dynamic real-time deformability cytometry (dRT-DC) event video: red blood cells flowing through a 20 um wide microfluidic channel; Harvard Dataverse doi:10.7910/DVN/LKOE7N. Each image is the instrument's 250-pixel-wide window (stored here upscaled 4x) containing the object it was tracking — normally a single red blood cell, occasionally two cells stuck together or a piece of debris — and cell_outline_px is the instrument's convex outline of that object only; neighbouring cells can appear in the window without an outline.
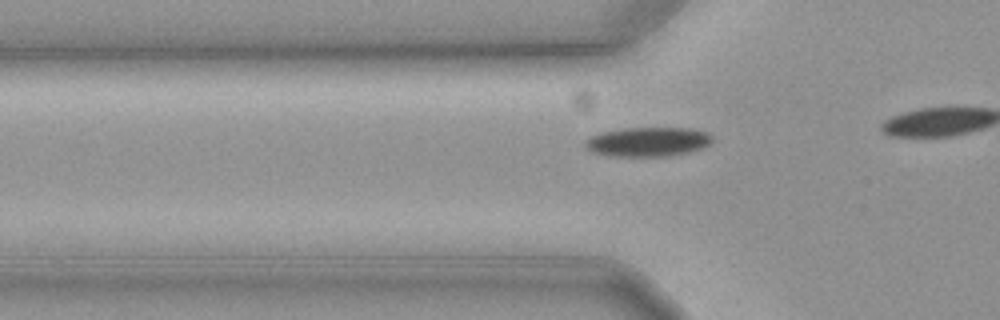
{"species": "common noctule bat (a hibernating species)", "species_latin": "Nyctalus noctula", "temperature_condition": "cold", "stored_images_in_passage": 25, "camera_frame_rate_fps": 3000, "um_per_image_px": 0.085, "animal": {"sex": "female", "body_mass_g": 19.3, "forearm_length_mm": 54.1}, "frame": {"image": 1, "passage_image": 12, "time_ms": 3.667, "image_size_px": [1000, 320], "cell_outline_px": [[712, 144], [704, 148], [688, 152], [668, 156], [612, 156], [592, 152], [584, 144], [592, 136], [600, 132], [624, 128], [692, 128], [708, 132], [712, 136]], "centroid_in_image_um": [55.14, 12.05], "position_along_channel_um": 70.7, "area_um2": 21.79}}
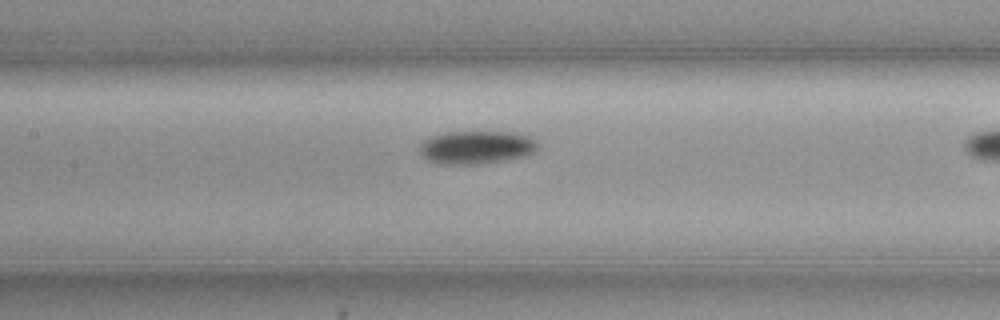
{"frame": {"image": 2, "passage_image": 20, "time_ms": 6.333, "image_size_px": [1000, 320], "cell_outline_px": [[536, 148], [532, 152], [524, 156], [504, 160], [476, 164], [444, 164], [428, 160], [420, 152], [420, 144], [428, 136], [448, 132], [520, 132], [532, 136], [536, 140]], "centroid_in_image_um": [40.5, 12.5], "position_along_channel_um": 166.9, "area_um2": 22.77}}
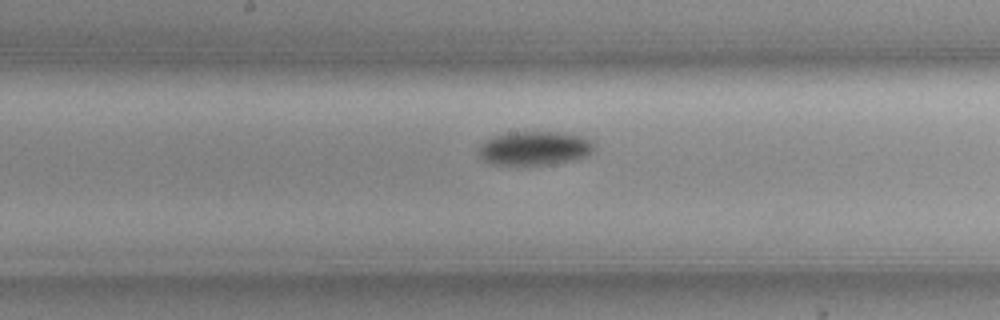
{"frame": {"image": 3, "passage_image": 23, "time_ms": 7.333, "image_size_px": [1000, 320], "cell_outline_px": [[592, 152], [584, 156], [572, 160], [552, 164], [492, 164], [484, 160], [476, 152], [480, 144], [484, 140], [504, 132], [564, 132], [580, 136], [588, 140], [592, 144]], "centroid_in_image_um": [45.35, 12.58], "position_along_channel_um": 202.8, "area_um2": 22.66}}